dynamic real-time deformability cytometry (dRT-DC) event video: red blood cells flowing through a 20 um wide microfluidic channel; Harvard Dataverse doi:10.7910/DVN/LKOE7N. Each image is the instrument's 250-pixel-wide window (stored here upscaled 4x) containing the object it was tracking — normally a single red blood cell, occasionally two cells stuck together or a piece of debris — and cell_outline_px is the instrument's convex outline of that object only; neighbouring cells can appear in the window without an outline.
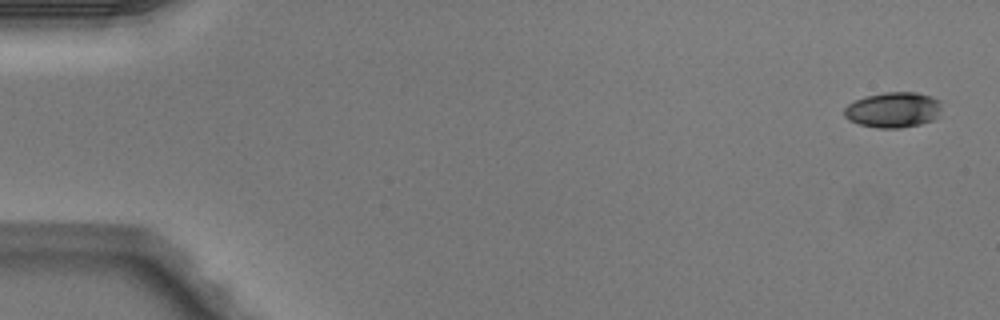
{"species": "Egyptian fruit bat (a non-hibernating species)", "species_latin": "Rousettus aegyptiacus", "temperature_condition": "warm", "stored_images_in_passage": 4, "camera_frame_rate_fps": 3000, "um_per_image_px": 0.085, "animal": {"sex": "male"}, "frame": {"image": 1, "passage_image": 1, "time_ms": 0.0, "image_size_px": [1000, 320], "cell_outline_px": [[944, 116], [936, 120], [920, 124], [900, 128], [876, 128], [860, 124], [848, 120], [844, 116], [844, 108], [848, 104], [856, 100], [868, 96], [884, 92], [916, 92], [932, 96], [944, 100]], "centroid_in_image_um": [76.07, 9.34], "position_along_channel_um": 8.9, "area_um2": 20.92}}
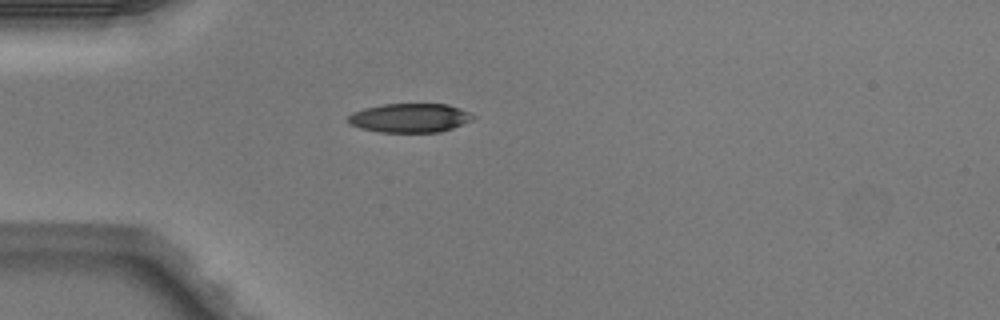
{"frame": {"image": 2, "passage_image": 4, "time_ms": 1.0, "image_size_px": [1000, 320], "cell_outline_px": [[476, 116], [472, 120], [452, 128], [440, 132], [380, 132], [360, 128], [348, 124], [348, 116], [352, 112], [364, 108], [384, 104], [448, 104], [460, 108]], "centroid_in_image_um": [34.82, 10.02], "position_along_channel_um": 50.2, "area_um2": 21.15}}